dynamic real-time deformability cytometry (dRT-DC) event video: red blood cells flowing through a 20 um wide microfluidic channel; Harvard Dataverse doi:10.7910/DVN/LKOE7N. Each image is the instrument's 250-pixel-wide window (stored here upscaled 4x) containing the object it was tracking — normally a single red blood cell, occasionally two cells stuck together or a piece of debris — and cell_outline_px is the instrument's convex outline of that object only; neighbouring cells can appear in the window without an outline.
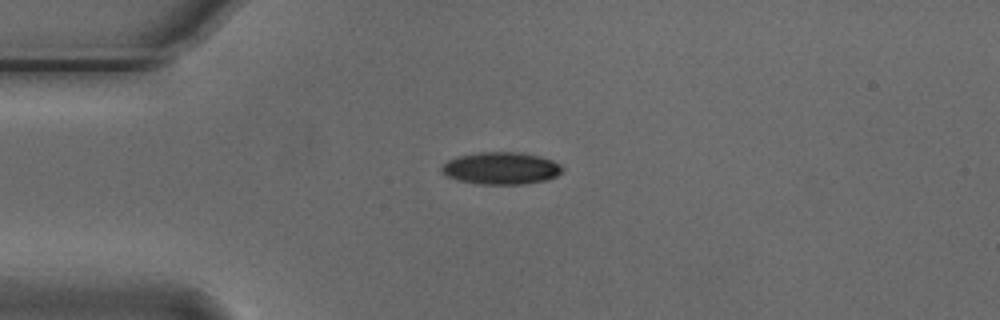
{"species": "Egyptian fruit bat (a non-hibernating species)", "species_latin": "Rousettus aegyptiacus", "temperature_condition": "cold", "stored_images_in_passage": 42, "camera_frame_rate_fps": 3000, "um_per_image_px": 0.085, "animal": {"sex": "male"}, "frame": {"image": 1, "passage_image": 1, "time_ms": 0.0, "image_size_px": [1000, 320], "cell_outline_px": [[564, 172], [548, 180], [524, 184], [480, 184], [460, 180], [448, 176], [440, 172], [440, 168], [448, 160], [456, 156], [480, 152], [524, 152], [540, 156], [552, 160], [560, 164], [564, 168]], "centroid_in_image_um": [42.63, 14.29], "position_along_channel_um": 42.4, "area_um2": 22.89}}
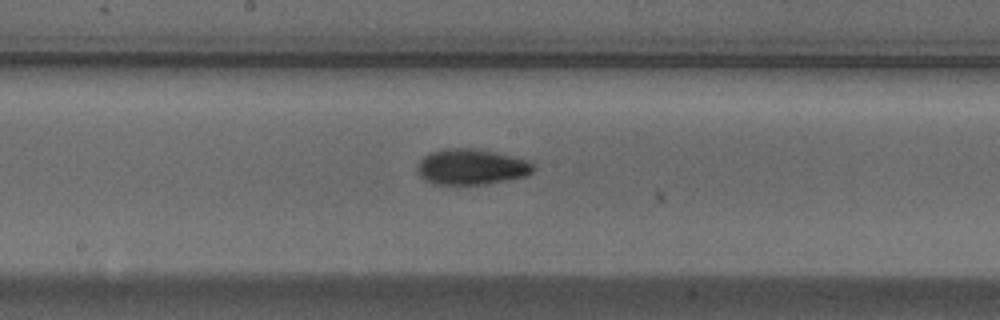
{"frame": {"image": 2, "passage_image": 16, "time_ms": 5.0, "image_size_px": [1000, 320], "cell_outline_px": [[536, 168], [528, 176], [488, 184], [432, 184], [424, 180], [420, 176], [416, 168], [420, 160], [424, 156], [432, 152], [448, 148], [472, 148], [496, 152], [528, 160]], "centroid_in_image_um": [40.08, 14.19], "position_along_channel_um": 208.1, "area_um2": 24.28}}
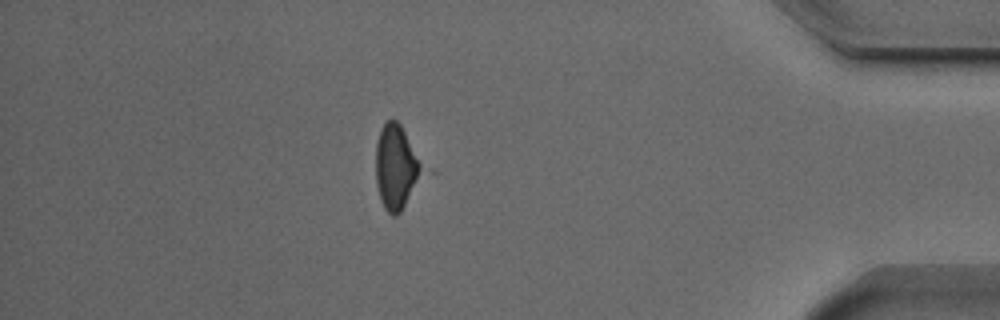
{"frame": {"image": 3, "passage_image": 35, "time_ms": 11.333, "image_size_px": [1000, 320], "cell_outline_px": [[436, 172], [400, 212], [396, 216], [392, 216], [384, 208], [380, 200], [376, 184], [376, 144], [380, 128], [388, 120], [396, 120], [400, 124]], "centroid_in_image_um": [33.92, 14.26], "position_along_channel_um": 401.3, "area_um2": 26.01}, "authors_computed_cell_mechanics": {"area_um2": 23.4668, "velocity_mm_per_s": 3.7512, "shape_relaxation_time_tau1_ms": null, "shape_relaxation_time_tau2_ms": 3.3924, "deformation_change_tau1": null, "deformation_change_tau2": 0.0568}}